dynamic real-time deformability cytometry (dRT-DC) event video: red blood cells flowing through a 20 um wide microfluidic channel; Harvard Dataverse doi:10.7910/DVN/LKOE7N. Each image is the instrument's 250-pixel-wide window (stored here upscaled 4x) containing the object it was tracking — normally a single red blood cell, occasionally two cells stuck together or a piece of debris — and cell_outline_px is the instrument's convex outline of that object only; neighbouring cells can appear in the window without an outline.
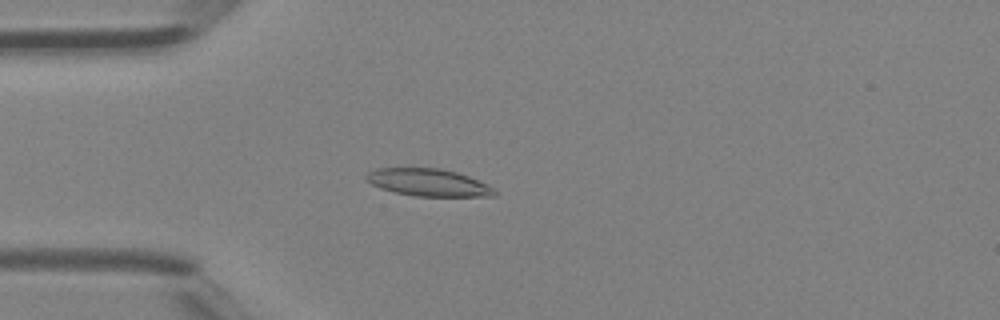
{"species": "Egyptian fruit bat (a non-hibernating species)", "species_latin": "Rousettus aegyptiacus", "temperature_condition": "room temperature", "stored_images_in_passage": 39, "camera_frame_rate_fps": 3000, "um_per_image_px": 0.085, "animal": {"sex": "female"}, "frame": {"image": 1, "passage_image": 5, "time_ms": 1.333, "image_size_px": [1000, 320], "cell_outline_px": [[496, 196], [416, 196], [396, 192], [380, 188], [372, 184], [364, 176], [368, 172], [376, 168], [440, 168], [456, 172], [468, 176], [492, 188], [496, 192]], "centroid_in_image_um": [36.37, 15.5], "position_along_channel_um": 48.6, "area_um2": 20.11}}
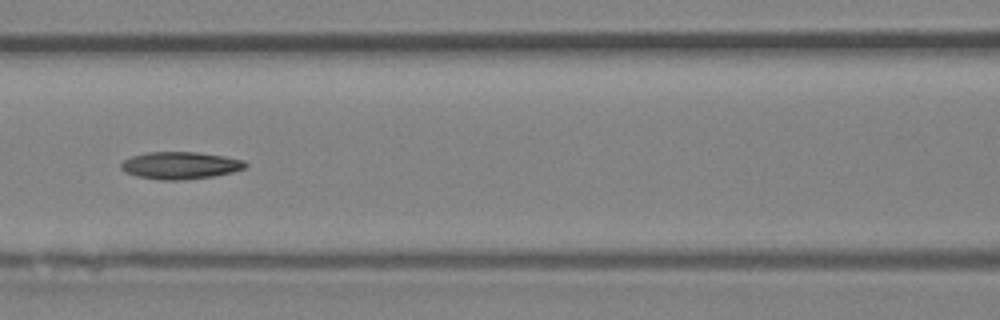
{"frame": {"image": 2, "passage_image": 13, "time_ms": 4.0, "image_size_px": [1000, 320], "cell_outline_px": [[248, 164], [244, 168], [232, 172], [216, 176], [184, 180], [160, 180], [136, 176], [124, 172], [120, 168], [120, 164], [124, 160], [132, 156], [148, 152], [200, 152], [224, 156], [244, 160]], "centroid_in_image_um": [15.32, 14.06], "position_along_channel_um": 151.3, "area_um2": 19.94}}
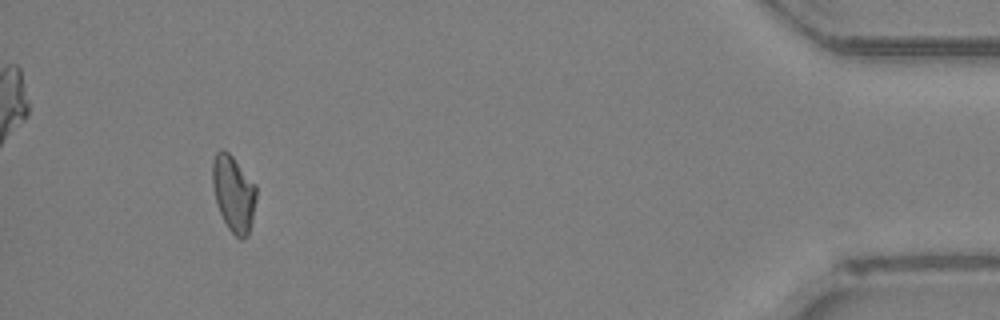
{"frame": {"image": 3, "passage_image": 36, "time_ms": 11.667, "image_size_px": [1000, 320], "cell_outline_px": [[256, 196], [252, 220], [248, 236], [240, 240], [228, 228], [216, 204], [212, 184], [212, 160], [216, 152], [220, 148], [228, 152], [232, 156], [256, 184]], "centroid_in_image_um": [19.84, 16.43], "position_along_channel_um": 415.4, "area_um2": 19.54}, "authors_computed_cell_mechanics": {"area_um2": 19.4786, "velocity_mm_per_s": 4.3461, "shape_relaxation_time_tau1_ms": 6.6862, "shape_relaxation_time_tau2_ms": 8.5087, "deformation_change_tau1": 0.1773, "deformation_change_tau2": 0.174}}